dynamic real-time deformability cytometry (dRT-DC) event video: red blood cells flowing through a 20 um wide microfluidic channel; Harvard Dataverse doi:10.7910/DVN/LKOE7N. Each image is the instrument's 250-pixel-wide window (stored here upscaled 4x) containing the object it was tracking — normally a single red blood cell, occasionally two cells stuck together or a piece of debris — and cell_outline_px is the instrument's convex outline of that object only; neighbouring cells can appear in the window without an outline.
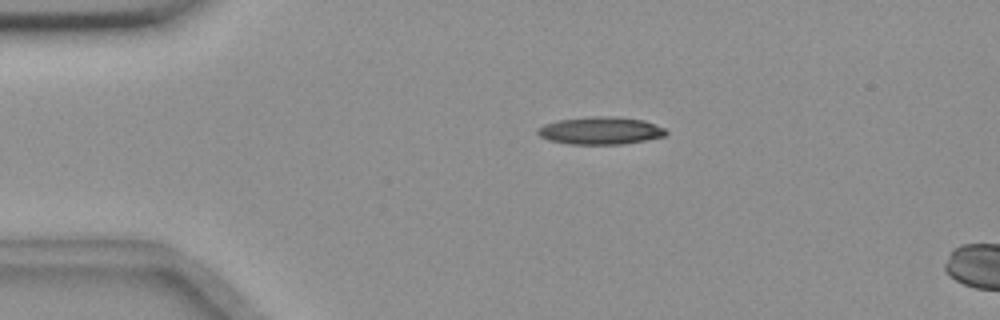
{"species": "common noctule bat (a hibernating species)", "species_latin": "Nyctalus noctula", "temperature_condition": "room temperature", "stored_images_in_passage": 3, "camera_frame_rate_fps": 3000, "um_per_image_px": 0.085, "animal": {"sex": "female", "body_mass_g": 18.4}, "frame": {"image": 1, "passage_image": 1, "time_ms": 0.0, "image_size_px": [1000, 320], "cell_outline_px": [[668, 132], [664, 136], [624, 144], [568, 144], [548, 140], [540, 136], [536, 132], [536, 128], [544, 124], [560, 120], [592, 116], [616, 116], [644, 120], [664, 128]], "centroid_in_image_um": [51.01, 11.1], "position_along_channel_um": 34.0, "area_um2": 20.63}}